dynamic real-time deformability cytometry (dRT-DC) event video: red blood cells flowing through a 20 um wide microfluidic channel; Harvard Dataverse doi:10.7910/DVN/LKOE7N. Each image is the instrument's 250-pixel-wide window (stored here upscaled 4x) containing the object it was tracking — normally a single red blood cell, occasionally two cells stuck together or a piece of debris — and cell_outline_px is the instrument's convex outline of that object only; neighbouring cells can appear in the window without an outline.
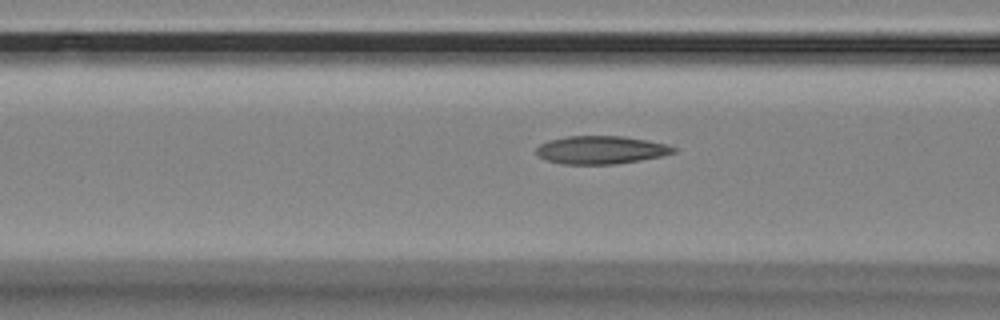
{"species": "Egyptian fruit bat (a non-hibernating species)", "species_latin": "Rousettus aegyptiacus", "temperature_condition": "room temperature", "stored_images_in_passage": 39, "camera_frame_rate_fps": 3000, "um_per_image_px": 0.085, "animal": {"sex": "female"}, "frame": {"image": 1, "passage_image": 5, "time_ms": 1.333, "image_size_px": [1000, 320], "cell_outline_px": [[676, 152], [660, 156], [640, 160], [616, 164], [560, 164], [548, 160], [540, 156], [536, 152], [536, 148], [540, 144], [548, 140], [568, 136], [624, 136], [668, 144], [676, 148]], "centroid_in_image_um": [51.08, 12.74], "position_along_channel_um": 115.5, "area_um2": 22.37}}
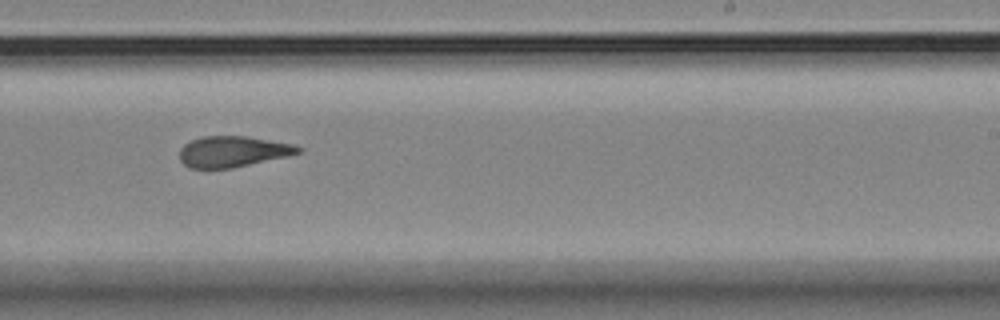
{"frame": {"image": 2, "passage_image": 18, "time_ms": 5.667, "image_size_px": [1000, 320], "cell_outline_px": [[304, 148], [300, 152], [288, 156], [232, 168], [188, 168], [180, 160], [180, 148], [184, 144], [192, 140], [204, 136], [248, 136], [292, 144]], "centroid_in_image_um": [19.79, 12.88], "position_along_channel_um": 269.2, "area_um2": 21.33}}
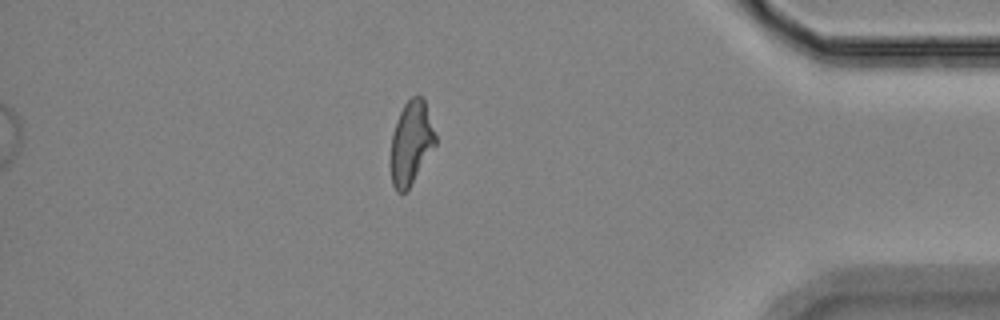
{"frame": {"image": 3, "passage_image": 32, "time_ms": 10.333, "image_size_px": [1000, 320], "cell_outline_px": [[436, 144], [408, 188], [404, 192], [396, 192], [392, 184], [392, 132], [400, 112], [404, 104], [412, 96], [424, 96], [436, 136]], "centroid_in_image_um": [34.96, 12.08], "position_along_channel_um": 400.2, "area_um2": 21.27}, "authors_computed_cell_mechanics": {"area_um2": 22.1374, "velocity_mm_per_s": 3.5478, "shape_relaxation_time_tau1_ms": null, "shape_relaxation_time_tau2_ms": 3.1607, "deformation_change_tau1": null, "deformation_change_tau2": 0.1142}}